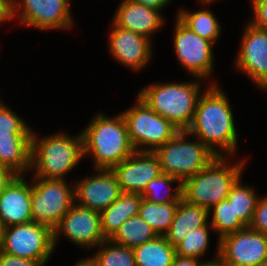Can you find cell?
Listing matches in <instances>:
<instances>
[{"mask_svg":"<svg viewBox=\"0 0 267 266\" xmlns=\"http://www.w3.org/2000/svg\"><path fill=\"white\" fill-rule=\"evenodd\" d=\"M91 255L98 266H137L132 248L120 246L105 240Z\"/></svg>","mask_w":267,"mask_h":266,"instance_id":"cell-30","label":"cell"},{"mask_svg":"<svg viewBox=\"0 0 267 266\" xmlns=\"http://www.w3.org/2000/svg\"><path fill=\"white\" fill-rule=\"evenodd\" d=\"M201 259L175 256L173 264L171 266H203L205 261H199Z\"/></svg>","mask_w":267,"mask_h":266,"instance_id":"cell-37","label":"cell"},{"mask_svg":"<svg viewBox=\"0 0 267 266\" xmlns=\"http://www.w3.org/2000/svg\"><path fill=\"white\" fill-rule=\"evenodd\" d=\"M231 158L217 156L194 176L187 178L182 183V198L208 210L226 199L232 186L242 177L248 161L247 157H243L230 163Z\"/></svg>","mask_w":267,"mask_h":266,"instance_id":"cell-5","label":"cell"},{"mask_svg":"<svg viewBox=\"0 0 267 266\" xmlns=\"http://www.w3.org/2000/svg\"><path fill=\"white\" fill-rule=\"evenodd\" d=\"M31 135H0V166L15 175L31 171Z\"/></svg>","mask_w":267,"mask_h":266,"instance_id":"cell-20","label":"cell"},{"mask_svg":"<svg viewBox=\"0 0 267 266\" xmlns=\"http://www.w3.org/2000/svg\"><path fill=\"white\" fill-rule=\"evenodd\" d=\"M241 180L242 178L240 177L232 186L227 199L232 204L235 215L246 226H249L260 196L257 195L255 187L248 186V184H244Z\"/></svg>","mask_w":267,"mask_h":266,"instance_id":"cell-27","label":"cell"},{"mask_svg":"<svg viewBox=\"0 0 267 266\" xmlns=\"http://www.w3.org/2000/svg\"><path fill=\"white\" fill-rule=\"evenodd\" d=\"M210 230H214L208 223L206 226L193 229L176 248V255L202 259L209 248Z\"/></svg>","mask_w":267,"mask_h":266,"instance_id":"cell-31","label":"cell"},{"mask_svg":"<svg viewBox=\"0 0 267 266\" xmlns=\"http://www.w3.org/2000/svg\"><path fill=\"white\" fill-rule=\"evenodd\" d=\"M30 181L32 221L54 231L75 202L74 183L36 177Z\"/></svg>","mask_w":267,"mask_h":266,"instance_id":"cell-8","label":"cell"},{"mask_svg":"<svg viewBox=\"0 0 267 266\" xmlns=\"http://www.w3.org/2000/svg\"><path fill=\"white\" fill-rule=\"evenodd\" d=\"M179 202L158 204L142 198L138 215L152 227L158 236H165L174 219Z\"/></svg>","mask_w":267,"mask_h":266,"instance_id":"cell-26","label":"cell"},{"mask_svg":"<svg viewBox=\"0 0 267 266\" xmlns=\"http://www.w3.org/2000/svg\"><path fill=\"white\" fill-rule=\"evenodd\" d=\"M72 266H98L92 256L82 258Z\"/></svg>","mask_w":267,"mask_h":266,"instance_id":"cell-41","label":"cell"},{"mask_svg":"<svg viewBox=\"0 0 267 266\" xmlns=\"http://www.w3.org/2000/svg\"><path fill=\"white\" fill-rule=\"evenodd\" d=\"M0 250L45 266L55 251L54 234L50 228L33 221L5 227Z\"/></svg>","mask_w":267,"mask_h":266,"instance_id":"cell-9","label":"cell"},{"mask_svg":"<svg viewBox=\"0 0 267 266\" xmlns=\"http://www.w3.org/2000/svg\"><path fill=\"white\" fill-rule=\"evenodd\" d=\"M4 104H6V103L3 101V99H0V108H1Z\"/></svg>","mask_w":267,"mask_h":266,"instance_id":"cell-44","label":"cell"},{"mask_svg":"<svg viewBox=\"0 0 267 266\" xmlns=\"http://www.w3.org/2000/svg\"><path fill=\"white\" fill-rule=\"evenodd\" d=\"M12 20L40 31L73 27L70 0H11Z\"/></svg>","mask_w":267,"mask_h":266,"instance_id":"cell-11","label":"cell"},{"mask_svg":"<svg viewBox=\"0 0 267 266\" xmlns=\"http://www.w3.org/2000/svg\"><path fill=\"white\" fill-rule=\"evenodd\" d=\"M24 176L15 175L0 190V220L4 227L32 222L31 182Z\"/></svg>","mask_w":267,"mask_h":266,"instance_id":"cell-18","label":"cell"},{"mask_svg":"<svg viewBox=\"0 0 267 266\" xmlns=\"http://www.w3.org/2000/svg\"><path fill=\"white\" fill-rule=\"evenodd\" d=\"M53 234L55 249L63 235L72 244L87 250L94 249L107 240L102 233L100 213L75 202L63 216Z\"/></svg>","mask_w":267,"mask_h":266,"instance_id":"cell-12","label":"cell"},{"mask_svg":"<svg viewBox=\"0 0 267 266\" xmlns=\"http://www.w3.org/2000/svg\"><path fill=\"white\" fill-rule=\"evenodd\" d=\"M108 44L113 59L130 71H141L152 59L153 41L112 23Z\"/></svg>","mask_w":267,"mask_h":266,"instance_id":"cell-15","label":"cell"},{"mask_svg":"<svg viewBox=\"0 0 267 266\" xmlns=\"http://www.w3.org/2000/svg\"><path fill=\"white\" fill-rule=\"evenodd\" d=\"M176 16L193 32L214 45L222 35L220 21L208 8L193 12L187 8H180Z\"/></svg>","mask_w":267,"mask_h":266,"instance_id":"cell-23","label":"cell"},{"mask_svg":"<svg viewBox=\"0 0 267 266\" xmlns=\"http://www.w3.org/2000/svg\"><path fill=\"white\" fill-rule=\"evenodd\" d=\"M217 81L201 93L189 135L201 140L216 156L233 157L238 145L237 128L230 101Z\"/></svg>","mask_w":267,"mask_h":266,"instance_id":"cell-1","label":"cell"},{"mask_svg":"<svg viewBox=\"0 0 267 266\" xmlns=\"http://www.w3.org/2000/svg\"><path fill=\"white\" fill-rule=\"evenodd\" d=\"M175 183L178 184L176 187L171 186ZM141 195L144 199L158 204L179 202L182 199V182L177 178L161 173L147 184Z\"/></svg>","mask_w":267,"mask_h":266,"instance_id":"cell-28","label":"cell"},{"mask_svg":"<svg viewBox=\"0 0 267 266\" xmlns=\"http://www.w3.org/2000/svg\"><path fill=\"white\" fill-rule=\"evenodd\" d=\"M215 255L213 257V260H207L203 266H229L227 263H225L220 257H219V241L217 243V248L215 250Z\"/></svg>","mask_w":267,"mask_h":266,"instance_id":"cell-40","label":"cell"},{"mask_svg":"<svg viewBox=\"0 0 267 266\" xmlns=\"http://www.w3.org/2000/svg\"><path fill=\"white\" fill-rule=\"evenodd\" d=\"M15 176L9 169L0 166V190Z\"/></svg>","mask_w":267,"mask_h":266,"instance_id":"cell-39","label":"cell"},{"mask_svg":"<svg viewBox=\"0 0 267 266\" xmlns=\"http://www.w3.org/2000/svg\"><path fill=\"white\" fill-rule=\"evenodd\" d=\"M12 21L11 0H0V25Z\"/></svg>","mask_w":267,"mask_h":266,"instance_id":"cell-36","label":"cell"},{"mask_svg":"<svg viewBox=\"0 0 267 266\" xmlns=\"http://www.w3.org/2000/svg\"><path fill=\"white\" fill-rule=\"evenodd\" d=\"M234 67L247 76L256 88L267 92V30L244 24Z\"/></svg>","mask_w":267,"mask_h":266,"instance_id":"cell-13","label":"cell"},{"mask_svg":"<svg viewBox=\"0 0 267 266\" xmlns=\"http://www.w3.org/2000/svg\"><path fill=\"white\" fill-rule=\"evenodd\" d=\"M202 81L205 80L196 77L184 82L156 81L140 89L137 94L154 112L168 119L180 131H187L193 122L198 99L204 91Z\"/></svg>","mask_w":267,"mask_h":266,"instance_id":"cell-4","label":"cell"},{"mask_svg":"<svg viewBox=\"0 0 267 266\" xmlns=\"http://www.w3.org/2000/svg\"><path fill=\"white\" fill-rule=\"evenodd\" d=\"M136 3L142 4L147 7H151L162 11L163 8L165 9L168 5L171 4L172 0H133Z\"/></svg>","mask_w":267,"mask_h":266,"instance_id":"cell-38","label":"cell"},{"mask_svg":"<svg viewBox=\"0 0 267 266\" xmlns=\"http://www.w3.org/2000/svg\"><path fill=\"white\" fill-rule=\"evenodd\" d=\"M56 132L43 138L31 135V171L36 178L66 180L65 176L84 158L82 132L75 136ZM41 137V138H39Z\"/></svg>","mask_w":267,"mask_h":266,"instance_id":"cell-3","label":"cell"},{"mask_svg":"<svg viewBox=\"0 0 267 266\" xmlns=\"http://www.w3.org/2000/svg\"><path fill=\"white\" fill-rule=\"evenodd\" d=\"M165 18L161 11L136 3L121 0L112 17V23L120 28L141 34L151 39L164 27Z\"/></svg>","mask_w":267,"mask_h":266,"instance_id":"cell-19","label":"cell"},{"mask_svg":"<svg viewBox=\"0 0 267 266\" xmlns=\"http://www.w3.org/2000/svg\"><path fill=\"white\" fill-rule=\"evenodd\" d=\"M253 230L267 234V195L261 196L248 226Z\"/></svg>","mask_w":267,"mask_h":266,"instance_id":"cell-33","label":"cell"},{"mask_svg":"<svg viewBox=\"0 0 267 266\" xmlns=\"http://www.w3.org/2000/svg\"><path fill=\"white\" fill-rule=\"evenodd\" d=\"M136 97L134 106L120 113L134 149L139 152H154L180 130Z\"/></svg>","mask_w":267,"mask_h":266,"instance_id":"cell-7","label":"cell"},{"mask_svg":"<svg viewBox=\"0 0 267 266\" xmlns=\"http://www.w3.org/2000/svg\"><path fill=\"white\" fill-rule=\"evenodd\" d=\"M33 128L7 105L0 108V135L32 134Z\"/></svg>","mask_w":267,"mask_h":266,"instance_id":"cell-32","label":"cell"},{"mask_svg":"<svg viewBox=\"0 0 267 266\" xmlns=\"http://www.w3.org/2000/svg\"><path fill=\"white\" fill-rule=\"evenodd\" d=\"M253 18L250 22L253 26L267 30V0H250Z\"/></svg>","mask_w":267,"mask_h":266,"instance_id":"cell-34","label":"cell"},{"mask_svg":"<svg viewBox=\"0 0 267 266\" xmlns=\"http://www.w3.org/2000/svg\"><path fill=\"white\" fill-rule=\"evenodd\" d=\"M188 137L191 135L187 131H179L153 152L159 160L162 173L182 183L217 157L201 140L194 137L189 140Z\"/></svg>","mask_w":267,"mask_h":266,"instance_id":"cell-6","label":"cell"},{"mask_svg":"<svg viewBox=\"0 0 267 266\" xmlns=\"http://www.w3.org/2000/svg\"><path fill=\"white\" fill-rule=\"evenodd\" d=\"M175 18L173 49L178 64L192 78H211L215 72L214 44L193 32L177 16Z\"/></svg>","mask_w":267,"mask_h":266,"instance_id":"cell-10","label":"cell"},{"mask_svg":"<svg viewBox=\"0 0 267 266\" xmlns=\"http://www.w3.org/2000/svg\"><path fill=\"white\" fill-rule=\"evenodd\" d=\"M96 174L74 180L75 203L101 213L122 194L111 169H95Z\"/></svg>","mask_w":267,"mask_h":266,"instance_id":"cell-16","label":"cell"},{"mask_svg":"<svg viewBox=\"0 0 267 266\" xmlns=\"http://www.w3.org/2000/svg\"><path fill=\"white\" fill-rule=\"evenodd\" d=\"M142 198L141 193L122 192L116 201L100 213L102 233L107 240L123 222L138 215Z\"/></svg>","mask_w":267,"mask_h":266,"instance_id":"cell-22","label":"cell"},{"mask_svg":"<svg viewBox=\"0 0 267 266\" xmlns=\"http://www.w3.org/2000/svg\"><path fill=\"white\" fill-rule=\"evenodd\" d=\"M4 225L2 224L1 220H0V247L2 245V239H3V233H4Z\"/></svg>","mask_w":267,"mask_h":266,"instance_id":"cell-43","label":"cell"},{"mask_svg":"<svg viewBox=\"0 0 267 266\" xmlns=\"http://www.w3.org/2000/svg\"><path fill=\"white\" fill-rule=\"evenodd\" d=\"M219 257L229 266H258L267 261V234L246 227L219 240Z\"/></svg>","mask_w":267,"mask_h":266,"instance_id":"cell-14","label":"cell"},{"mask_svg":"<svg viewBox=\"0 0 267 266\" xmlns=\"http://www.w3.org/2000/svg\"><path fill=\"white\" fill-rule=\"evenodd\" d=\"M81 132L84 158H92L93 170L112 169L136 151L121 113L108 117L99 112Z\"/></svg>","mask_w":267,"mask_h":266,"instance_id":"cell-2","label":"cell"},{"mask_svg":"<svg viewBox=\"0 0 267 266\" xmlns=\"http://www.w3.org/2000/svg\"><path fill=\"white\" fill-rule=\"evenodd\" d=\"M157 236L156 232L144 219L135 215L123 222L109 240L114 244L133 249L155 239Z\"/></svg>","mask_w":267,"mask_h":266,"instance_id":"cell-25","label":"cell"},{"mask_svg":"<svg viewBox=\"0 0 267 266\" xmlns=\"http://www.w3.org/2000/svg\"><path fill=\"white\" fill-rule=\"evenodd\" d=\"M258 266H267V261H264L263 263H261L260 265Z\"/></svg>","mask_w":267,"mask_h":266,"instance_id":"cell-45","label":"cell"},{"mask_svg":"<svg viewBox=\"0 0 267 266\" xmlns=\"http://www.w3.org/2000/svg\"><path fill=\"white\" fill-rule=\"evenodd\" d=\"M0 266H43L39 261L8 255L0 250Z\"/></svg>","mask_w":267,"mask_h":266,"instance_id":"cell-35","label":"cell"},{"mask_svg":"<svg viewBox=\"0 0 267 266\" xmlns=\"http://www.w3.org/2000/svg\"><path fill=\"white\" fill-rule=\"evenodd\" d=\"M198 1V5L200 4L201 6L203 5V6H208V7H210V4H212V3H215V2H217L216 0H197Z\"/></svg>","mask_w":267,"mask_h":266,"instance_id":"cell-42","label":"cell"},{"mask_svg":"<svg viewBox=\"0 0 267 266\" xmlns=\"http://www.w3.org/2000/svg\"><path fill=\"white\" fill-rule=\"evenodd\" d=\"M133 252L137 266H171L176 256V248L165 236H157L133 248Z\"/></svg>","mask_w":267,"mask_h":266,"instance_id":"cell-24","label":"cell"},{"mask_svg":"<svg viewBox=\"0 0 267 266\" xmlns=\"http://www.w3.org/2000/svg\"><path fill=\"white\" fill-rule=\"evenodd\" d=\"M111 170L117 177L121 191L132 193H142L147 184L162 173L159 160L153 152L139 151Z\"/></svg>","mask_w":267,"mask_h":266,"instance_id":"cell-17","label":"cell"},{"mask_svg":"<svg viewBox=\"0 0 267 266\" xmlns=\"http://www.w3.org/2000/svg\"><path fill=\"white\" fill-rule=\"evenodd\" d=\"M209 218L208 209L190 204L182 198L165 238L176 247L193 229L206 226Z\"/></svg>","mask_w":267,"mask_h":266,"instance_id":"cell-21","label":"cell"},{"mask_svg":"<svg viewBox=\"0 0 267 266\" xmlns=\"http://www.w3.org/2000/svg\"><path fill=\"white\" fill-rule=\"evenodd\" d=\"M209 224L217 232V242L225 235L237 232L247 226L235 215L232 204L226 198L209 210Z\"/></svg>","mask_w":267,"mask_h":266,"instance_id":"cell-29","label":"cell"}]
</instances>
